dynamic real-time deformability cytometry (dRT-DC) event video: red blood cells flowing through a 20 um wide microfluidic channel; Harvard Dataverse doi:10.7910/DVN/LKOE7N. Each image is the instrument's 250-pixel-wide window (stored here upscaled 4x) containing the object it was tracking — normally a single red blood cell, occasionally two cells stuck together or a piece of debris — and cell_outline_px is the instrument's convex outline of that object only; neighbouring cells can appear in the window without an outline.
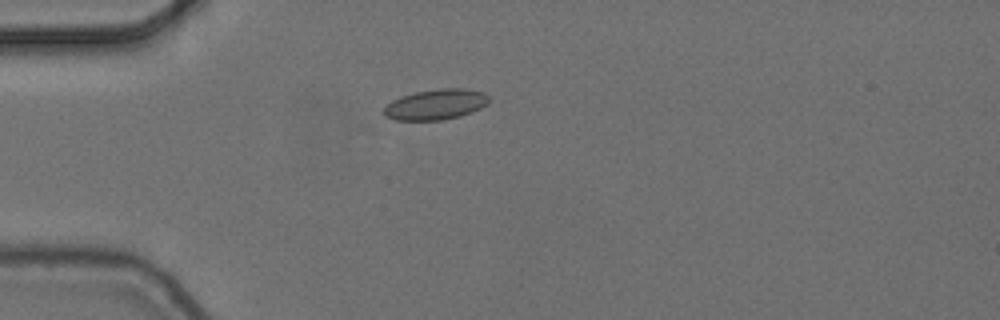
{"species": "common noctule bat (a hibernating species)", "species_latin": "Nyctalus noctula", "temperature_condition": "cold", "stored_images_in_passage": 7, "camera_frame_rate_fps": 3000, "um_per_image_px": 0.085, "animal": {"sex": "female", "body_mass_g": 24.6, "forearm_length_mm": 56.2}, "frame": {"image": 1, "passage_image": 5, "time_ms": 1.333, "image_size_px": [1000, 320], "cell_outline_px": [[488, 104], [472, 112], [460, 116], [440, 120], [396, 120], [384, 116], [384, 108], [392, 100], [400, 96], [416, 92], [440, 88], [464, 88], [484, 92], [488, 96]], "centroid_in_image_um": [37.04, 8.87], "position_along_channel_um": 48.0, "area_um2": 18.67}}
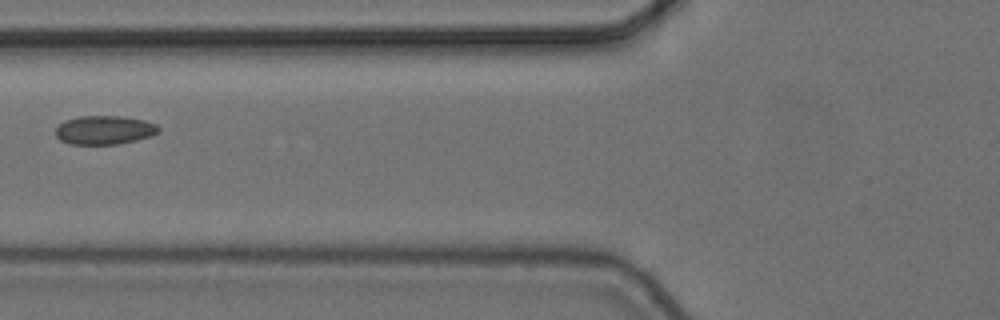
{"frame": {"image": 2, "passage_image": 7, "time_ms": 2.0, "image_size_px": [1000, 320], "cell_outline_px": [[160, 132], [152, 136], [136, 140], [116, 144], [68, 144], [60, 140], [56, 136], [56, 128], [64, 120], [80, 116], [124, 116], [144, 120], [156, 124], [160, 128]], "centroid_in_image_um": [8.89, 11.05], "position_along_channel_um": 116.9, "area_um2": 17.4}}